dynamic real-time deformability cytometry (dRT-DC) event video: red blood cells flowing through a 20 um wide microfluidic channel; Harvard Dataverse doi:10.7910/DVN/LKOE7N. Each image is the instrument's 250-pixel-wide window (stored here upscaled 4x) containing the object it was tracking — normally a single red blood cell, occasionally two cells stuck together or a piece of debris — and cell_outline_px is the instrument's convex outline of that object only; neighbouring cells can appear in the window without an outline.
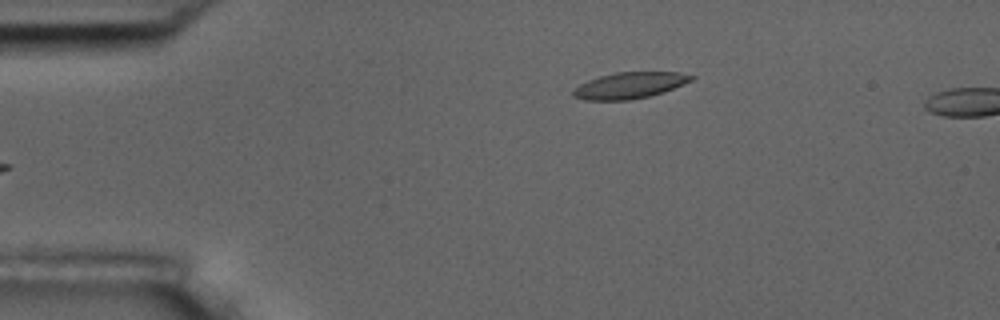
{"species": "common noctule bat (a hibernating species)", "species_latin": "Nyctalus noctula", "temperature_condition": "room temperature", "stored_images_in_passage": 5, "camera_frame_rate_fps": 3000, "um_per_image_px": 0.085, "animal": {"sex": "male", "body_mass_g": 17.5, "forearm_length_mm": 52.3}, "frame": {"image": 1, "passage_image": 2, "time_ms": 0.333, "image_size_px": [1000, 320], "cell_outline_px": [[696, 76], [692, 80], [664, 92], [648, 96], [628, 100], [584, 100], [572, 96], [572, 92], [580, 84], [588, 80], [600, 76], [616, 72], [680, 72]], "centroid_in_image_um": [53.52, 7.25], "position_along_channel_um": 31.5, "area_um2": 17.98}}